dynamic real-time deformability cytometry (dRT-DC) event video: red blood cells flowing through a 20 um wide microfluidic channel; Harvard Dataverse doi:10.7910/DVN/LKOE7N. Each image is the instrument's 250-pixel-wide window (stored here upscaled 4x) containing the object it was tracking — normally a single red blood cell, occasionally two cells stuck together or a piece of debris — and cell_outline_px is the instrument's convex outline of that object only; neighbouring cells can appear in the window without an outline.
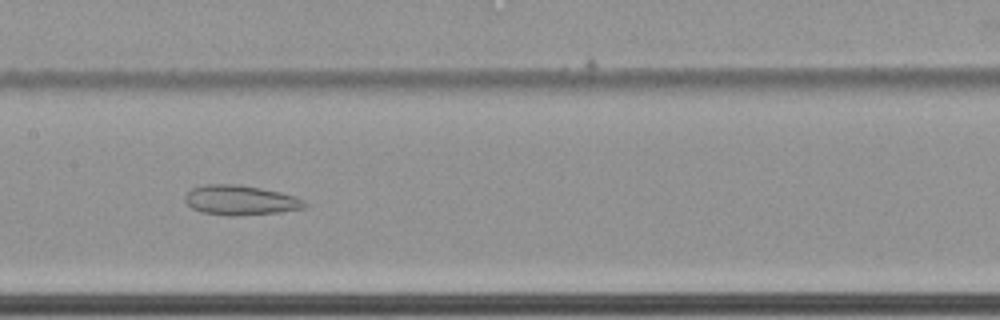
{"species": "common noctule bat (a hibernating species)", "species_latin": "Nyctalus noctula", "temperature_condition": "cold", "stored_images_in_passage": 58, "camera_frame_rate_fps": 3000, "um_per_image_px": 0.085, "animal": {"sex": "female", "body_mass_g": 22.7, "forearm_length_mm": 54.2}, "frame": {"image": 1, "passage_image": 35, "time_ms": 11.333, "image_size_px": [1000, 320], "cell_outline_px": [[308, 204], [304, 208], [280, 212], [228, 216], [204, 212], [192, 208], [184, 200], [184, 196], [192, 188], [204, 184], [236, 184], [260, 188], [280, 192], [296, 196], [304, 200]], "centroid_in_image_um": [20.44, 17.01], "position_along_channel_um": 187.0, "area_um2": 20.69}}
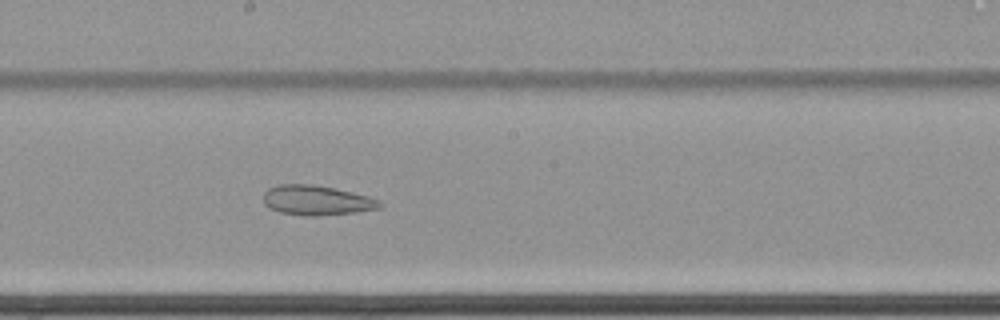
{"frame": {"image": 2, "passage_image": 38, "time_ms": 12.333, "image_size_px": [1000, 320], "cell_outline_px": [[384, 204], [380, 208], [356, 212], [316, 216], [304, 216], [280, 212], [268, 208], [264, 204], [264, 192], [268, 188], [276, 184], [312, 184], [336, 188], [368, 196], [380, 200]], "centroid_in_image_um": [26.91, 17.02], "position_along_channel_um": 221.3, "area_um2": 20.46}}
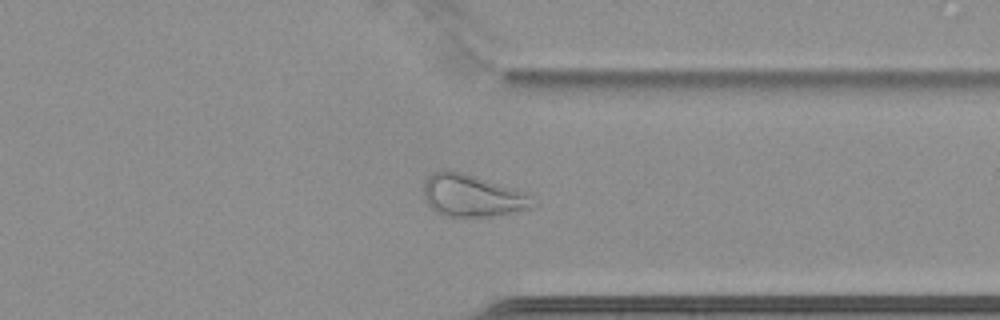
{"frame": {"image": 3, "passage_image": 51, "time_ms": 16.667, "image_size_px": [1000, 320], "cell_outline_px": [[536, 208], [492, 216], [448, 216], [436, 212], [424, 200], [424, 184], [428, 176], [436, 172], [448, 168], [464, 172], [532, 196], [536, 204]], "centroid_in_image_um": [40.12, 16.63], "position_along_channel_um": 371.3, "area_um2": 26.65}}